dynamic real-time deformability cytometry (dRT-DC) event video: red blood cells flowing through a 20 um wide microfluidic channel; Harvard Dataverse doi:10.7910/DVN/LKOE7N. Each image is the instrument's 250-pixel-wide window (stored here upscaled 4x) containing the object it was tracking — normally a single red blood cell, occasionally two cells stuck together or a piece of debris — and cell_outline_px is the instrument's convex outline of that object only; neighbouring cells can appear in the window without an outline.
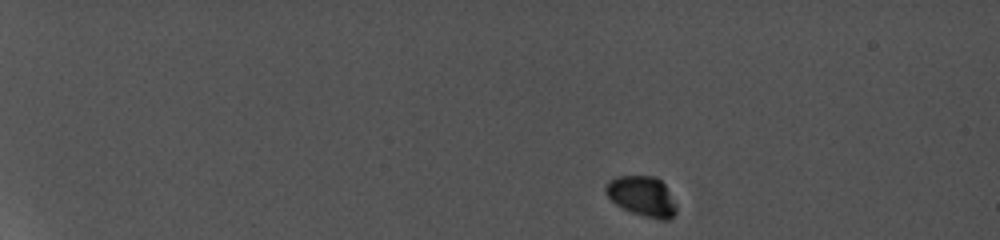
{"species": "common noctule bat (a hibernating species)", "species_latin": "Nyctalus noctula", "temperature_condition": "cold", "stored_images_in_passage": 10, "camera_frame_rate_fps": 5000, "um_per_image_px": 0.085, "animal": {"sex": "female", "body_mass_g": 19.0, "forearm_length_mm": 56.7}, "frame": {"image": 1, "passage_image": 1, "time_ms": 0.0, "image_size_px": [1000, 240], "cell_outline_px": [[676, 212], [668, 220], [660, 220], [644, 216], [632, 212], [616, 204], [608, 196], [604, 188], [608, 180], [616, 176], [652, 176], [660, 180], [664, 184], [676, 204]], "centroid_in_image_um": [54.57, 16.67], "position_along_channel_um": 30.4, "area_um2": 16.36}}
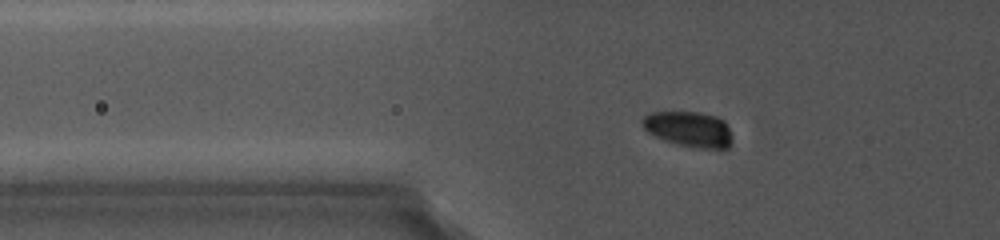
{"frame": {"image": 2, "passage_image": 6, "time_ms": 4.4, "image_size_px": [1000, 240], "cell_outline_px": [[732, 140], [728, 148], [720, 152], [692, 148], [672, 144], [648, 132], [644, 128], [640, 120], [644, 116], [652, 112], [696, 112], [712, 116], [724, 120], [732, 136]], "centroid_in_image_um": [58.59, 11.04], "position_along_channel_um": 67.2, "area_um2": 19.13}}
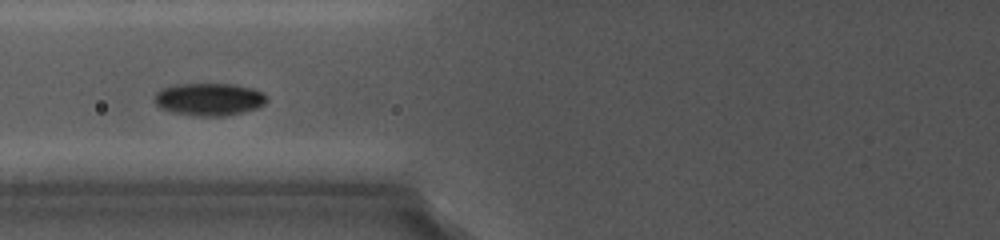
{"frame": {"image": 3, "passage_image": 8, "time_ms": 6.0, "image_size_px": [1000, 240], "cell_outline_px": [[264, 104], [260, 108], [244, 112], [224, 116], [192, 116], [172, 112], [160, 108], [156, 104], [156, 96], [164, 88], [184, 84], [228, 84], [248, 88], [260, 92], [264, 96]], "centroid_in_image_um": [17.78, 8.47], "position_along_channel_um": 108.0, "area_um2": 20.75}}